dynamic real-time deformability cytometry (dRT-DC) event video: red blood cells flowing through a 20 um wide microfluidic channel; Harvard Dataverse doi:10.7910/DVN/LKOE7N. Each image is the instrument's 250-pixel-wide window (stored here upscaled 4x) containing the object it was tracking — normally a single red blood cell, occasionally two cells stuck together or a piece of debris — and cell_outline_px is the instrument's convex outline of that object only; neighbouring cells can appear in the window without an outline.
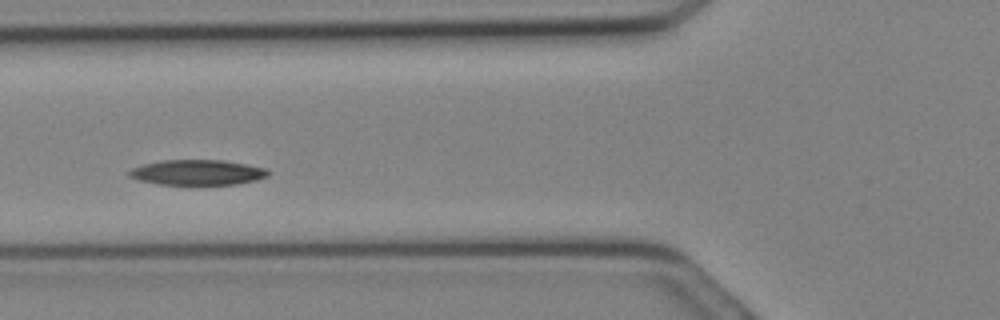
{"species": "Egyptian fruit bat (a non-hibernating species)", "species_latin": "Rousettus aegyptiacus", "temperature_condition": "cold", "stored_images_in_passage": 22, "camera_frame_rate_fps": 3000, "um_per_image_px": 0.085, "animal": {"sex": "female"}, "frame": {"image": 1, "passage_image": 3, "time_ms": 0.667, "image_size_px": [1000, 320], "cell_outline_px": [[268, 176], [256, 180], [236, 184], [160, 184], [140, 180], [128, 176], [128, 172], [132, 168], [144, 164], [160, 160], [224, 160], [264, 168], [268, 172]], "centroid_in_image_um": [16.75, 14.65], "position_along_channel_um": 109.0, "area_um2": 20.17}}
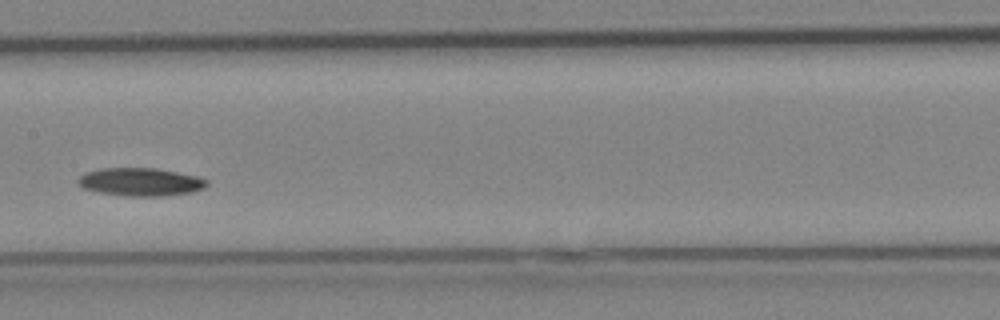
{"frame": {"image": 2, "passage_image": 7, "time_ms": 2.0, "image_size_px": [1000, 320], "cell_outline_px": [[208, 184], [204, 188], [192, 192], [160, 196], [132, 196], [100, 192], [80, 188], [76, 184], [76, 180], [84, 172], [100, 168], [156, 168], [196, 176], [208, 180]], "centroid_in_image_um": [11.89, 15.45], "position_along_channel_um": 195.5, "area_um2": 21.1}}
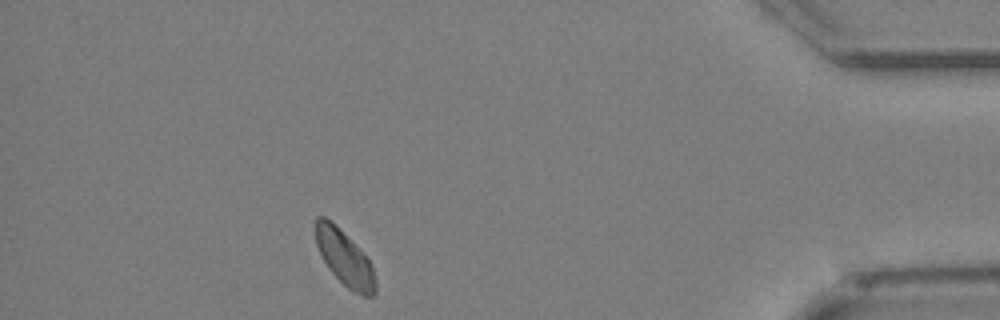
{"frame": {"image": 3, "passage_image": 19, "time_ms": 6.0, "image_size_px": [1000, 320], "cell_outline_px": [[376, 292], [372, 296], [364, 296], [352, 292], [328, 268], [316, 244], [316, 216], [324, 216], [336, 224], [372, 264], [376, 280]], "centroid_in_image_um": [29.31, 21.95], "position_along_channel_um": 405.9, "area_um2": 18.96}}